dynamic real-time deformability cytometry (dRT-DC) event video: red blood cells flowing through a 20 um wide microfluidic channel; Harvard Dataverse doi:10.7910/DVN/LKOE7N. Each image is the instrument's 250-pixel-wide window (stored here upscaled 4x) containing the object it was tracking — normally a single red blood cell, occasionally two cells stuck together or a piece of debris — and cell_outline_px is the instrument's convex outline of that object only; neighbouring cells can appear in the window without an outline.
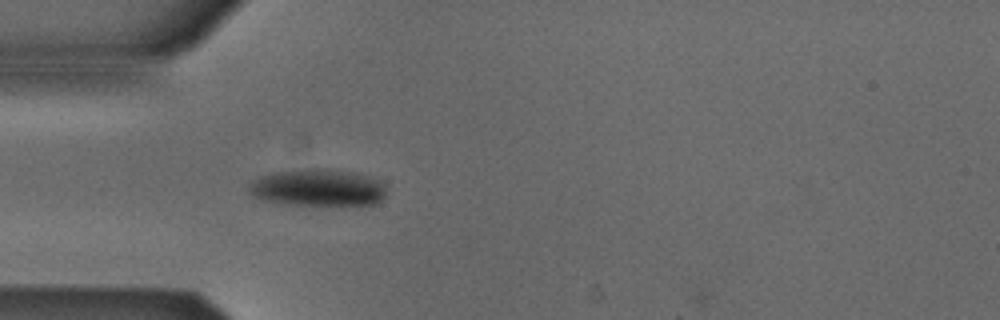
{"species": "Egyptian fruit bat (a non-hibernating species)", "species_latin": "Rousettus aegyptiacus", "temperature_condition": "cold", "stored_images_in_passage": 51, "camera_frame_rate_fps": 3000, "um_per_image_px": 0.085, "animal": {"sex": "male"}, "frame": {"image": 1, "passage_image": 15, "time_ms": 4.667, "image_size_px": [1000, 320], "cell_outline_px": [[384, 196], [380, 200], [372, 204], [292, 204], [272, 200], [256, 196], [252, 192], [252, 184], [256, 180], [264, 176], [276, 172], [316, 168], [364, 176], [376, 180], [384, 184]], "centroid_in_image_um": [27.07, 15.96], "position_along_channel_um": 57.9, "area_um2": 27.63}}
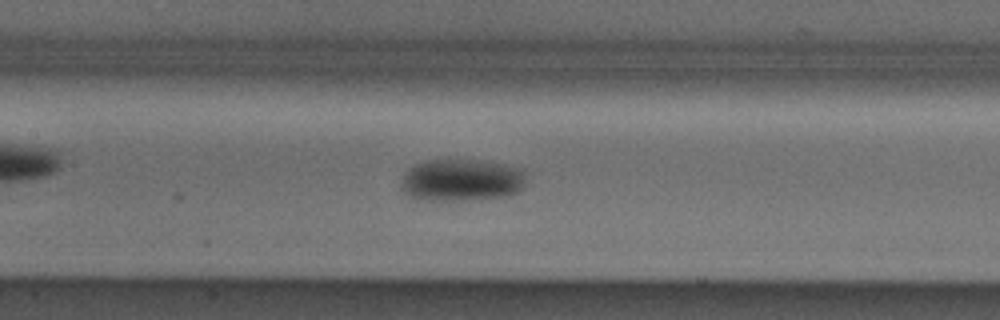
{"frame": {"image": 2, "passage_image": 24, "time_ms": 7.667, "image_size_px": [1000, 320], "cell_outline_px": [[520, 188], [516, 192], [500, 196], [416, 196], [408, 192], [404, 188], [404, 176], [408, 168], [416, 164], [428, 160], [468, 160], [500, 164], [516, 168], [520, 172]], "centroid_in_image_um": [39.2, 15.2], "position_along_channel_um": 168.2, "area_um2": 27.17}}
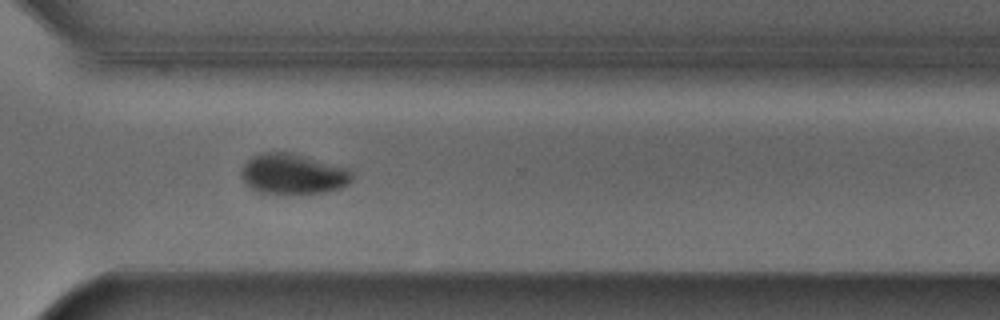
{"frame": {"image": 3, "passage_image": 38, "time_ms": 12.333, "image_size_px": [1000, 320], "cell_outline_px": [[352, 180], [348, 184], [340, 188], [324, 192], [260, 192], [244, 184], [240, 176], [240, 172], [244, 164], [252, 156], [264, 152], [284, 152], [348, 168], [352, 172]], "centroid_in_image_um": [24.86, 14.78], "position_along_channel_um": 345.7, "area_um2": 25.37}, "authors_computed_cell_mechanics": {"area_um2": 25.3742, "velocity_mm_per_s": 3.8097, "shape_relaxation_time_tau1_ms": 3.0526, "shape_relaxation_time_tau2_ms": null, "deformation_change_tau1": 0.1059, "deformation_change_tau2": null}}